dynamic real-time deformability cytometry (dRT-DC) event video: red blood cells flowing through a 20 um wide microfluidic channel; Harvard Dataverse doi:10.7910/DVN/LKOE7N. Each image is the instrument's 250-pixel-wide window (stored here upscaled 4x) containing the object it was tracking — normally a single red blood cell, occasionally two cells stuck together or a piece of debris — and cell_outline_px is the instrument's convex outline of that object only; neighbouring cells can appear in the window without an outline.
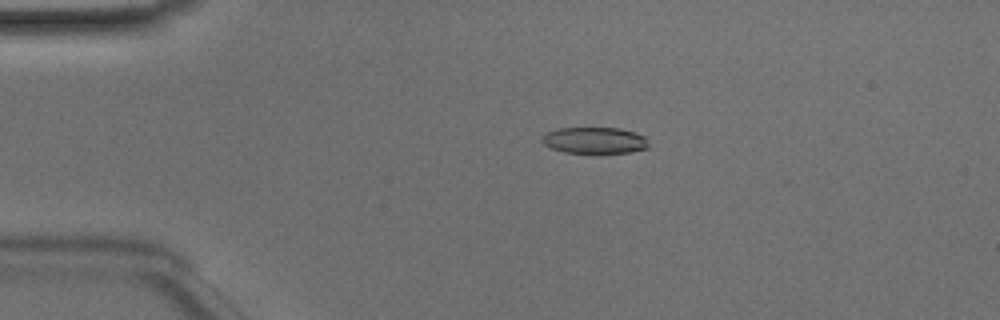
{"species": "Egyptian fruit bat (a non-hibernating species)", "species_latin": "Rousettus aegyptiacus", "temperature_condition": "room temperature", "stored_images_in_passage": 50, "camera_frame_rate_fps": 3000, "um_per_image_px": 0.085, "animal": {"sex": "male"}, "frame": {"image": 1, "passage_image": 11, "time_ms": 3.333, "image_size_px": [1000, 320], "cell_outline_px": [[648, 148], [632, 152], [596, 156], [564, 152], [552, 148], [544, 144], [540, 140], [548, 132], [560, 128], [620, 128], [636, 132], [644, 136], [648, 144]], "centroid_in_image_um": [50.58, 11.98], "position_along_channel_um": 34.4, "area_um2": 17.11}}
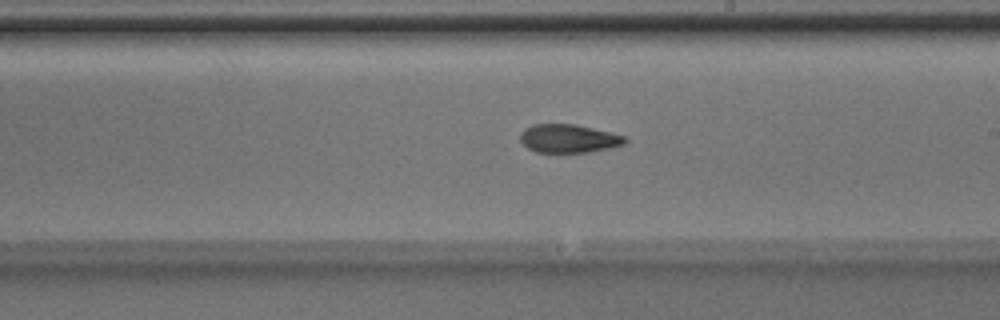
{"frame": {"image": 2, "passage_image": 29, "time_ms": 9.333, "image_size_px": [1000, 320], "cell_outline_px": [[628, 140], [624, 144], [612, 148], [588, 152], [536, 152], [528, 148], [520, 140], [520, 132], [524, 128], [532, 124], [576, 124], [624, 136]], "centroid_in_image_um": [48.31, 11.77], "position_along_channel_um": 240.7, "area_um2": 17.34}}
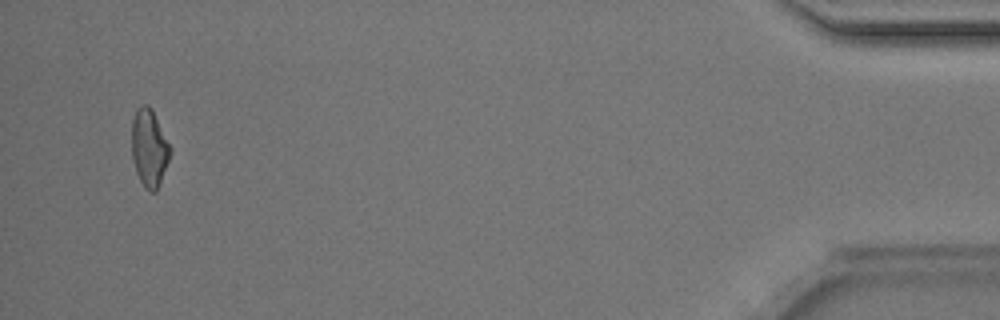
{"frame": {"image": 3, "passage_image": 48, "time_ms": 15.667, "image_size_px": [1000, 320], "cell_outline_px": [[172, 152], [156, 192], [148, 192], [144, 188], [136, 172], [132, 160], [132, 120], [136, 108], [140, 104], [148, 104], [152, 108], [172, 148]], "centroid_in_image_um": [12.69, 12.56], "position_along_channel_um": 422.5, "area_um2": 17.74}, "authors_computed_cell_mechanics": {"area_um2": 17.4556, "velocity_mm_per_s": 4.1342, "shape_relaxation_time_tau1_ms": 10.4791, "shape_relaxation_time_tau2_ms": 5.6137, "deformation_change_tau1": 0.2856, "deformation_change_tau2": 0.1569}}